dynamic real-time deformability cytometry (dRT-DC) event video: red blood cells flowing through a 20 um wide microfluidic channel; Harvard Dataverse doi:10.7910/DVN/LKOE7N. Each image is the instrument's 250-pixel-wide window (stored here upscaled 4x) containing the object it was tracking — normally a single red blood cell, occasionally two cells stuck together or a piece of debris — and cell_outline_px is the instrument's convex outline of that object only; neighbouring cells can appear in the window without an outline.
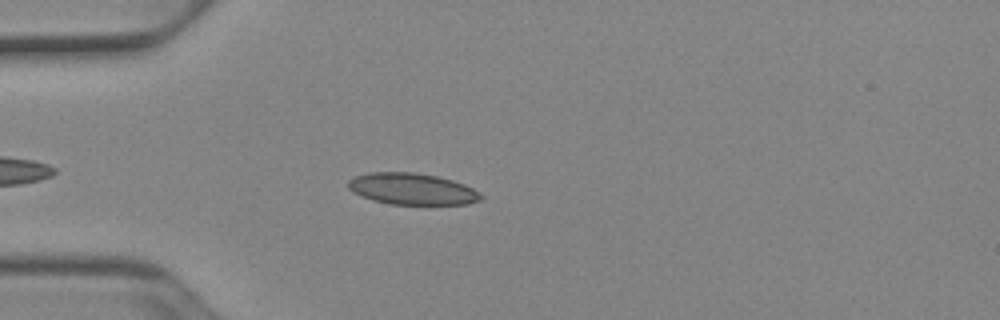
{"species": "Egyptian fruit bat (a non-hibernating species)", "species_latin": "Rousettus aegyptiacus", "temperature_condition": "cold", "stored_images_in_passage": 41, "camera_frame_rate_fps": 3000, "um_per_image_px": 0.085, "animal": {"sex": "female"}, "frame": {"image": 1, "passage_image": 7, "time_ms": 2.0, "image_size_px": [1000, 320], "cell_outline_px": [[484, 196], [480, 200], [468, 204], [392, 204], [372, 200], [352, 192], [348, 188], [348, 180], [356, 176], [368, 172], [416, 172], [436, 176], [452, 180], [464, 184], [480, 192]], "centroid_in_image_um": [35.03, 16.05], "position_along_channel_um": 50.0, "area_um2": 24.39}}
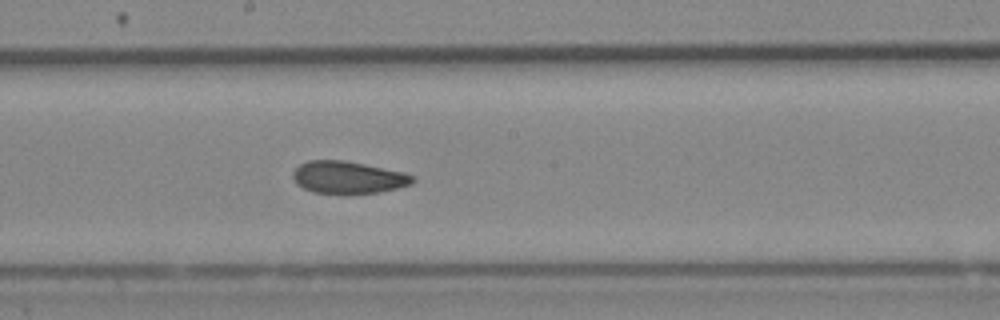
{"frame": {"image": 2, "passage_image": 21, "time_ms": 6.667, "image_size_px": [1000, 320], "cell_outline_px": [[416, 180], [412, 184], [380, 192], [344, 196], [312, 192], [296, 184], [292, 176], [292, 172], [300, 164], [308, 160], [344, 160], [404, 172], [412, 176]], "centroid_in_image_um": [29.56, 15.11], "position_along_channel_um": 218.6, "area_um2": 23.12}}
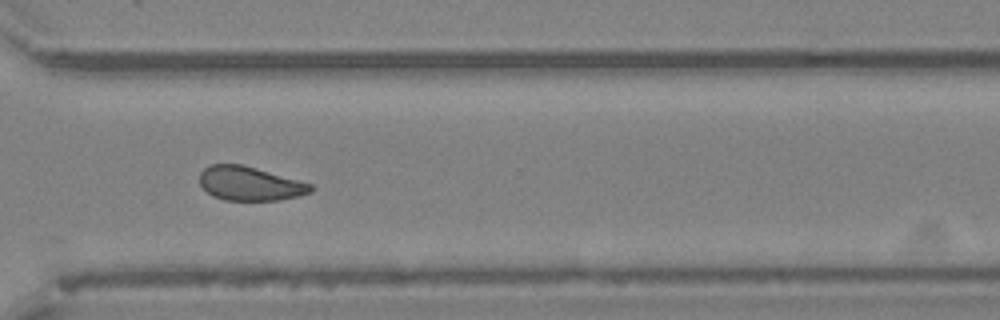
{"frame": {"image": 3, "passage_image": 31, "time_ms": 10.0, "image_size_px": [1000, 320], "cell_outline_px": [[316, 188], [312, 192], [300, 196], [280, 200], [224, 200], [212, 196], [200, 184], [200, 172], [204, 168], [212, 164], [244, 164], [312, 184]], "centroid_in_image_um": [21.27, 15.6], "position_along_channel_um": 349.3, "area_um2": 22.2}, "authors_computed_cell_mechanics": {"area_um2": 23.0622, "velocity_mm_per_s": 3.9277, "shape_relaxation_time_tau1_ms": null, "shape_relaxation_time_tau2_ms": 2.7009, "deformation_change_tau1": null, "deformation_change_tau2": 0.0844}}